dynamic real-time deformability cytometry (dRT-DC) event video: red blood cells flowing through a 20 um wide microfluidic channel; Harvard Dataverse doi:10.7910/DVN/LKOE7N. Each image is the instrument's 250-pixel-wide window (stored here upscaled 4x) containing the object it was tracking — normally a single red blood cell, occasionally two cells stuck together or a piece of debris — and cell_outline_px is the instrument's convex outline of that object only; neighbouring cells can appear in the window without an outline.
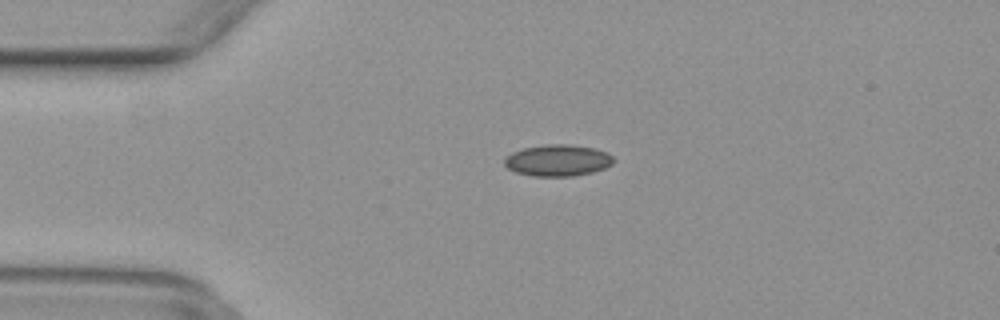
{"species": "common noctule bat (a hibernating species)", "species_latin": "Nyctalus noctula", "temperature_condition": "warm", "stored_images_in_passage": 47, "camera_frame_rate_fps": 3000, "um_per_image_px": 0.085, "animal": {"sex": "female", "body_mass_g": 29.2, "forearm_length_mm": 56.3}, "frame": {"image": 1, "passage_image": 8, "time_ms": 2.333, "image_size_px": [1000, 320], "cell_outline_px": [[616, 160], [612, 164], [604, 168], [592, 172], [572, 176], [532, 176], [516, 172], [508, 168], [504, 164], [504, 160], [512, 152], [524, 148], [544, 144], [568, 144], [596, 148], [608, 152]], "centroid_in_image_um": [47.44, 13.62], "position_along_channel_um": 37.6, "area_um2": 20.11}}
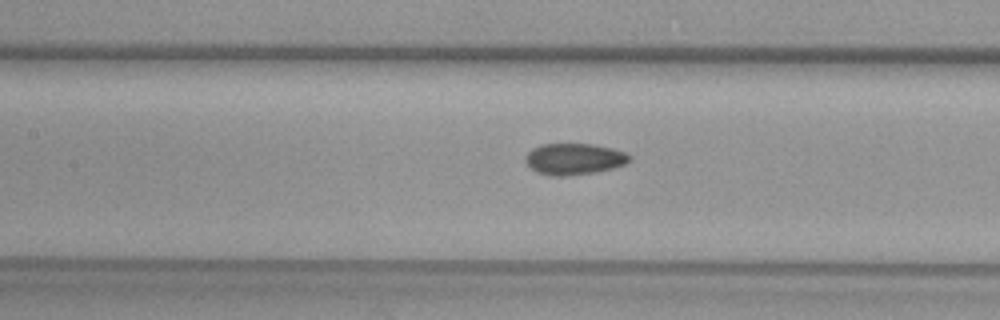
{"frame": {"image": 2, "passage_image": 19, "time_ms": 6.0, "image_size_px": [1000, 320], "cell_outline_px": [[632, 160], [624, 164], [612, 168], [592, 172], [568, 176], [552, 176], [536, 172], [524, 160], [524, 156], [532, 148], [540, 144], [592, 144], [612, 148], [624, 152], [632, 156]], "centroid_in_image_um": [48.78, 13.51], "position_along_channel_um": 158.6, "area_um2": 19.02}}
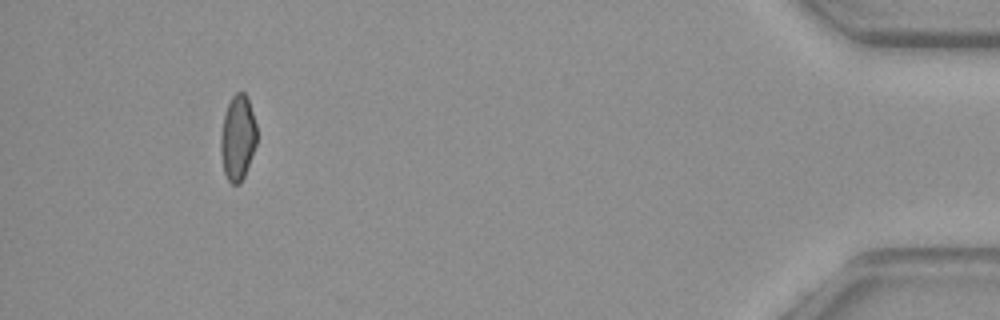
{"frame": {"image": 3, "passage_image": 43, "time_ms": 14.0, "image_size_px": [1000, 320], "cell_outline_px": [[256, 144], [244, 176], [240, 184], [232, 184], [228, 180], [224, 172], [220, 152], [220, 136], [224, 116], [228, 104], [232, 96], [236, 92], [244, 92], [248, 96], [256, 124]], "centroid_in_image_um": [20.2, 11.69], "position_along_channel_um": 415.0, "area_um2": 17.92}}